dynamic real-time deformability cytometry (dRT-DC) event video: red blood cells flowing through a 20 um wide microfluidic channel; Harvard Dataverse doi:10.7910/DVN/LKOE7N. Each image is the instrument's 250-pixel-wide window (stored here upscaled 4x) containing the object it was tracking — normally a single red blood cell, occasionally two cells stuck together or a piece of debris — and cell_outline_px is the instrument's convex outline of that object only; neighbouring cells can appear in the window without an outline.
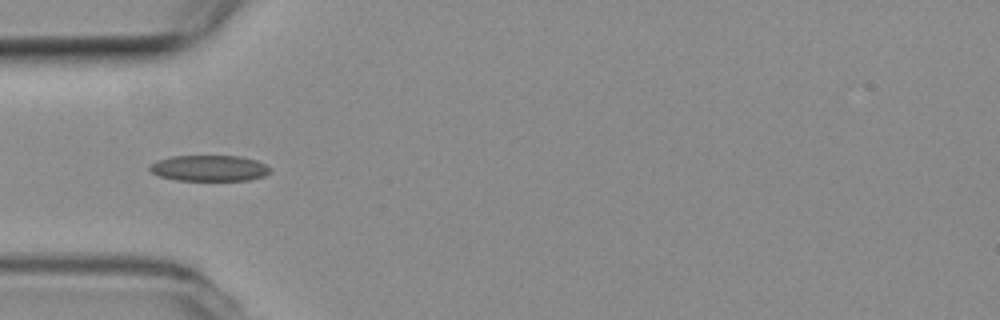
{"species": "common noctule bat (a hibernating species)", "species_latin": "Nyctalus noctula", "temperature_condition": "room temperature", "stored_images_in_passage": 3, "camera_frame_rate_fps": 3000, "um_per_image_px": 0.085, "animal": {"sex": "female", "body_mass_g": 19.3, "forearm_length_mm": 54.1}, "frame": {"image": 1, "passage_image": 1, "time_ms": 0.0, "image_size_px": [1000, 320], "cell_outline_px": [[268, 172], [264, 176], [248, 180], [176, 180], [160, 176], [152, 172], [148, 168], [148, 164], [156, 160], [172, 156], [240, 156], [256, 160], [264, 164], [268, 168]], "centroid_in_image_um": [17.72, 14.29], "position_along_channel_um": 67.3, "area_um2": 18.09}}